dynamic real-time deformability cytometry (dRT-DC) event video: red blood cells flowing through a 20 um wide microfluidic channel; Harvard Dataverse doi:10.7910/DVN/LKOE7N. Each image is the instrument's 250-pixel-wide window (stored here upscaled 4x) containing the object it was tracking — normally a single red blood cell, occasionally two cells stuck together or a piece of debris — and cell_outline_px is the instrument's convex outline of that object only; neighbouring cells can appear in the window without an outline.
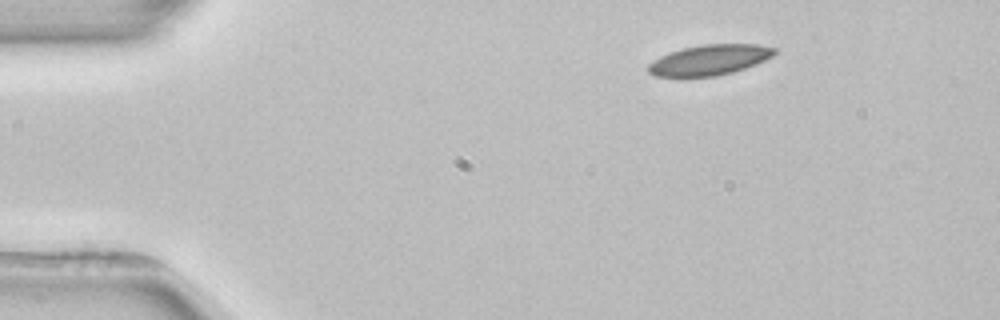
{"species": "common noctule bat (a hibernating species)", "species_latin": "Nyctalus noctula", "temperature_condition": "room temperature", "stored_images_in_passage": 3, "camera_frame_rate_fps": 3000, "um_per_image_px": 0.085, "animal": {"sex": "female", "body_mass_g": 22.7, "forearm_length_mm": 54.2}, "frame": {"image": 1, "passage_image": 1, "time_ms": 0.0, "image_size_px": [1000, 320], "cell_outline_px": [[776, 52], [772, 56], [756, 64], [732, 72], [716, 76], [652, 76], [648, 72], [648, 64], [660, 56], [684, 48], [704, 44], [760, 44], [776, 48]], "centroid_in_image_um": [60.32, 5.09], "position_along_channel_um": 24.7, "area_um2": 22.14}}
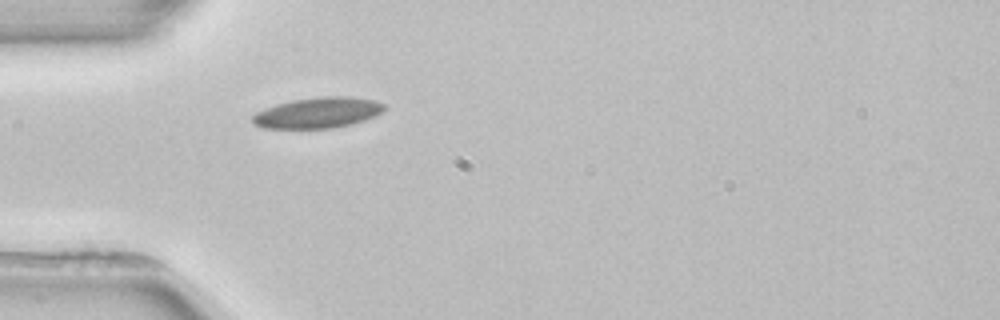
{"frame": {"image": 2, "passage_image": 3, "time_ms": 2.667, "image_size_px": [1000, 320], "cell_outline_px": [[384, 112], [376, 116], [352, 124], [332, 128], [260, 128], [252, 124], [252, 116], [256, 112], [264, 108], [276, 104], [292, 100], [320, 96], [352, 96], [376, 100], [384, 104]], "centroid_in_image_um": [27.02, 9.57], "position_along_channel_um": 58.0, "area_um2": 23.93}}